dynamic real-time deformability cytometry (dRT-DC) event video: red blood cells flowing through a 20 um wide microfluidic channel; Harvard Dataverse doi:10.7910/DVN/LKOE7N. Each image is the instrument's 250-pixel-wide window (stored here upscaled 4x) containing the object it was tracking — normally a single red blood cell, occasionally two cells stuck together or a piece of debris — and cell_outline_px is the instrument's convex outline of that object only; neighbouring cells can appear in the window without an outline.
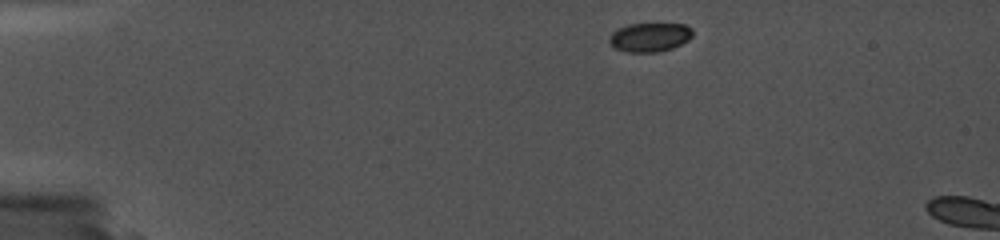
{"species": "common noctule bat (a hibernating species)", "species_latin": "Nyctalus noctula", "temperature_condition": "cold", "stored_images_in_passage": 4, "camera_frame_rate_fps": 5000, "um_per_image_px": 0.085, "animal": {"sex": "female", "body_mass_g": 19.0, "forearm_length_mm": 56.7}, "frame": {"image": 1, "passage_image": 3, "time_ms": 0.8, "image_size_px": [1000, 240], "cell_outline_px": [[640, 136], [628, 140], [532, 136], [480, 132], [472, 128], [480, 124], [552, 124], [628, 128], [640, 132]], "centroid_in_image_um": [47.63, 11.14], "position_along_channel_um": 37.4, "area_um2": 13.29}}